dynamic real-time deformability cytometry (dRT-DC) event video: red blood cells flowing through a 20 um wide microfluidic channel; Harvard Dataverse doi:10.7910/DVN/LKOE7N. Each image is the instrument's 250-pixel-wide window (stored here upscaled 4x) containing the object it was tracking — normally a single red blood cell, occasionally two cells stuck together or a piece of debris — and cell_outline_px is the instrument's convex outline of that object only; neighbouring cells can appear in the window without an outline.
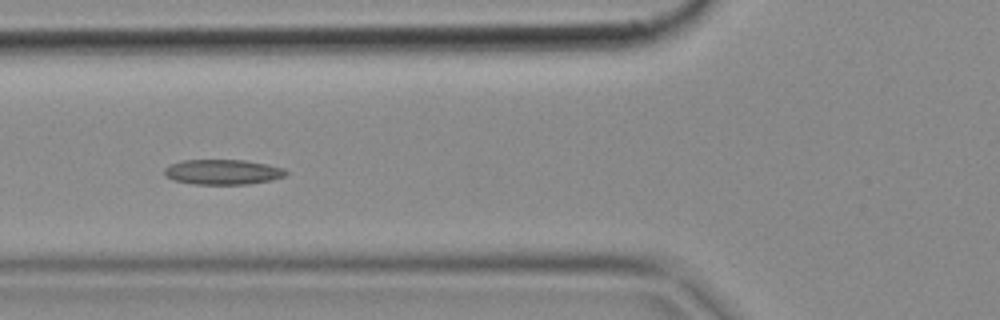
{"species": "common noctule bat (a hibernating species)", "species_latin": "Nyctalus noctula", "temperature_condition": "cold", "stored_images_in_passage": 7, "camera_frame_rate_fps": 3000, "um_per_image_px": 0.085, "animal": {"sex": "female", "body_mass_g": 18.4}, "frame": {"image": 1, "passage_image": 5, "time_ms": 1.333, "image_size_px": [1000, 320], "cell_outline_px": [[288, 172], [284, 176], [268, 180], [248, 184], [192, 184], [172, 180], [164, 176], [164, 168], [172, 164], [184, 160], [244, 160], [268, 164], [284, 168]], "centroid_in_image_um": [18.9, 14.62], "position_along_channel_um": 106.9, "area_um2": 17.74}}
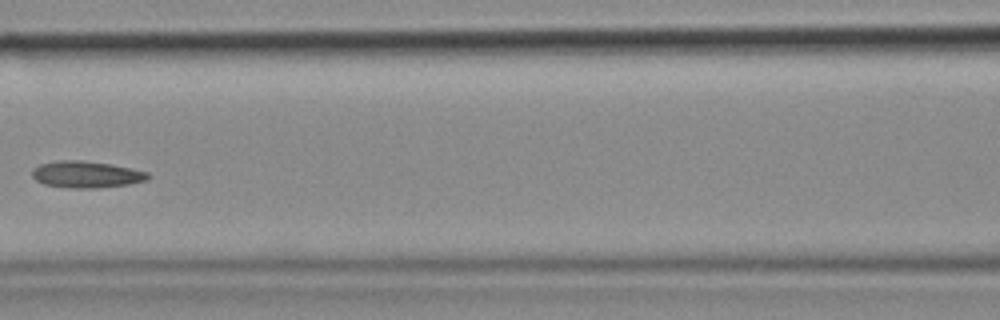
{"frame": {"image": 2, "passage_image": 6, "time_ms": 1.667, "image_size_px": [1000, 320], "cell_outline_px": [[152, 176], [148, 180], [128, 184], [96, 188], [72, 188], [44, 184], [36, 180], [32, 176], [32, 168], [40, 164], [60, 160], [80, 160], [112, 164], [148, 172]], "centroid_in_image_um": [7.35, 14.82], "position_along_channel_um": 159.2, "area_um2": 18.03}}